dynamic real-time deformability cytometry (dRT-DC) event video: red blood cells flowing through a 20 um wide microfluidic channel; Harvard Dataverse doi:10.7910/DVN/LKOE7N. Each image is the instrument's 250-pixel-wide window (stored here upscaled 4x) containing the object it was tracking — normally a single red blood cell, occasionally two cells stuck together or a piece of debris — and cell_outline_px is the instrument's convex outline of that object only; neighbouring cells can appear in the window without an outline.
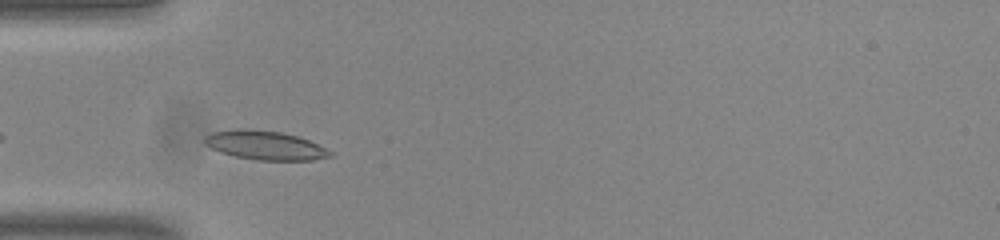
{"species": "common noctule bat (a hibernating species)", "species_latin": "Nyctalus noctula", "temperature_condition": "room temperature", "stored_images_in_passage": 30, "camera_frame_rate_fps": 3000, "um_per_image_px": 0.085, "animal": {"sex": "male", "body_mass_g": 20.0, "forearm_length_mm": 53.3}, "frame": {"image": 1, "passage_image": 3, "time_ms": 0.667, "image_size_px": [1000, 240], "cell_outline_px": [[332, 156], [312, 160], [260, 160], [236, 156], [220, 152], [204, 144], [204, 136], [212, 132], [236, 128], [244, 128], [280, 132], [296, 136], [308, 140], [332, 152]], "centroid_in_image_um": [22.48, 12.34], "position_along_channel_um": 62.5, "area_um2": 20.98}}
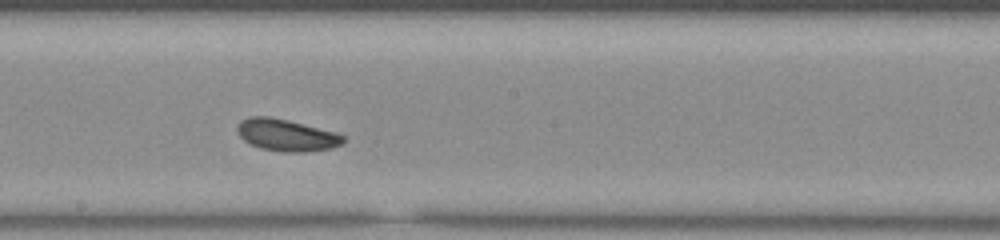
{"frame": {"image": 2, "passage_image": 16, "time_ms": 5.0, "image_size_px": [1000, 240], "cell_outline_px": [[344, 140], [340, 144], [332, 148], [304, 152], [284, 152], [260, 148], [244, 140], [236, 132], [236, 128], [240, 120], [248, 116], [268, 116], [288, 120], [336, 132], [344, 136]], "centroid_in_image_um": [24.31, 11.47], "position_along_channel_um": 223.9, "area_um2": 19.71}}
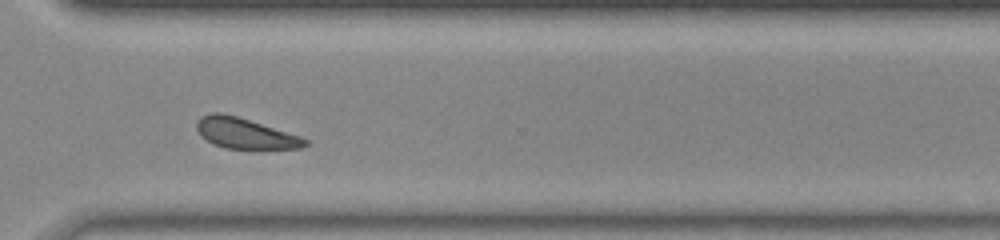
{"frame": {"image": 3, "passage_image": 26, "time_ms": 8.333, "image_size_px": [1000, 240], "cell_outline_px": [[308, 144], [300, 148], [224, 148], [212, 144], [200, 136], [196, 128], [196, 124], [200, 116], [212, 112], [220, 112], [236, 116], [300, 136], [308, 140]], "centroid_in_image_um": [20.76, 11.33], "position_along_channel_um": 349.8, "area_um2": 19.07}, "authors_computed_cell_mechanics": {"area_um2": 19.7098, "velocity_mm_per_s": 3.7616, "shape_relaxation_time_tau1_ms": 2.2931, "shape_relaxation_time_tau2_ms": null, "deformation_change_tau1": 0.0899, "deformation_change_tau2": null}}